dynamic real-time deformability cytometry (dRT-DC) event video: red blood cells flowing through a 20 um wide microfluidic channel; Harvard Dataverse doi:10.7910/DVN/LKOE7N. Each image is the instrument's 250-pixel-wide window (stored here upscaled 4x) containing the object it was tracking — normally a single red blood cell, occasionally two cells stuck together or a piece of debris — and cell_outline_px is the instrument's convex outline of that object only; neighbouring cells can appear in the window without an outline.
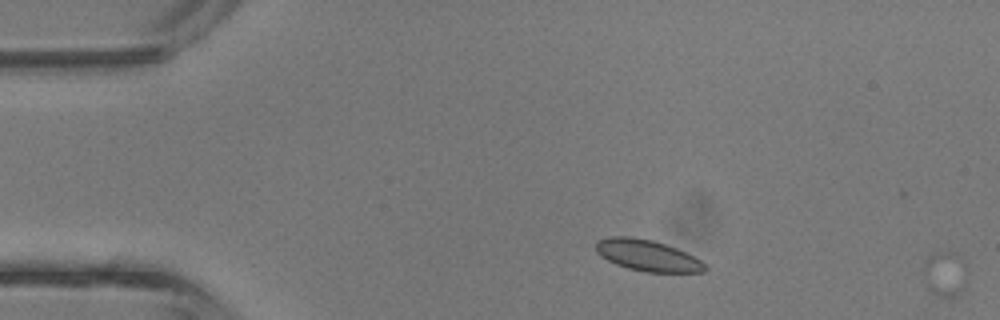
{"species": "common noctule bat (a hibernating species)", "species_latin": "Nyctalus noctula", "temperature_condition": "room temperature", "stored_images_in_passage": 8, "camera_frame_rate_fps": 3000, "um_per_image_px": 0.085, "animal": {"sex": "male", "body_mass_g": 13.3}, "frame": {"image": 1, "passage_image": 1, "time_ms": 0.0, "image_size_px": [1000, 320], "cell_outline_px": [[968, 276], [964, 288], [952, 296], [932, 292], [928, 288], [924, 272], [924, 260], [932, 256], [944, 252], [960, 252], [968, 268]], "centroid_in_image_um": [80.41, 23.21], "position_along_channel_um": 4.6, "area_um2": 11.33}}